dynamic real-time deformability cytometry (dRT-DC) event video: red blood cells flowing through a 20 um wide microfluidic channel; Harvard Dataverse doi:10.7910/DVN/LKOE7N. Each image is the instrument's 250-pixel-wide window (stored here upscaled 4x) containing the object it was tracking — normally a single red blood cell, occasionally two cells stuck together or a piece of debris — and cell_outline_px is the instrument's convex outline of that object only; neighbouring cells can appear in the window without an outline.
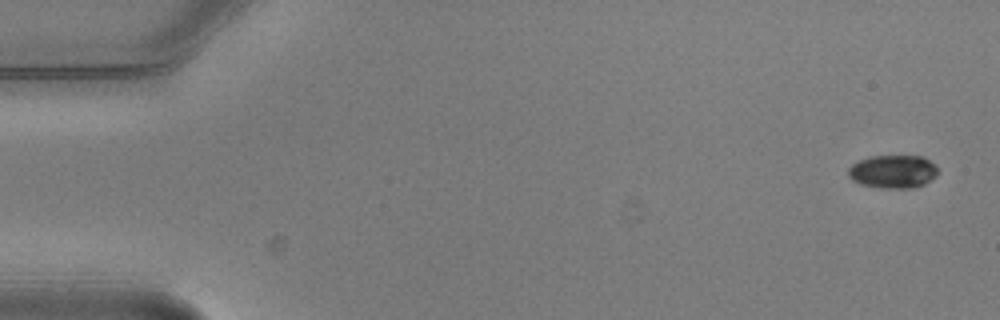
{"species": "common noctule bat (a hibernating species)", "species_latin": "Nyctalus noctula", "temperature_condition": "warm", "stored_images_in_passage": 5, "camera_frame_rate_fps": 3000, "um_per_image_px": 0.085, "animal": {"sex": "male", "body_mass_g": 20.5, "forearm_length_mm": 52.5}, "frame": {"image": 1, "passage_image": 1, "time_ms": 0.0, "image_size_px": [1000, 320], "cell_outline_px": [[936, 176], [924, 184], [912, 188], [880, 188], [860, 184], [852, 180], [848, 176], [848, 168], [852, 164], [868, 156], [924, 156], [936, 164]], "centroid_in_image_um": [75.89, 14.58], "position_along_channel_um": 9.1, "area_um2": 17.46}}